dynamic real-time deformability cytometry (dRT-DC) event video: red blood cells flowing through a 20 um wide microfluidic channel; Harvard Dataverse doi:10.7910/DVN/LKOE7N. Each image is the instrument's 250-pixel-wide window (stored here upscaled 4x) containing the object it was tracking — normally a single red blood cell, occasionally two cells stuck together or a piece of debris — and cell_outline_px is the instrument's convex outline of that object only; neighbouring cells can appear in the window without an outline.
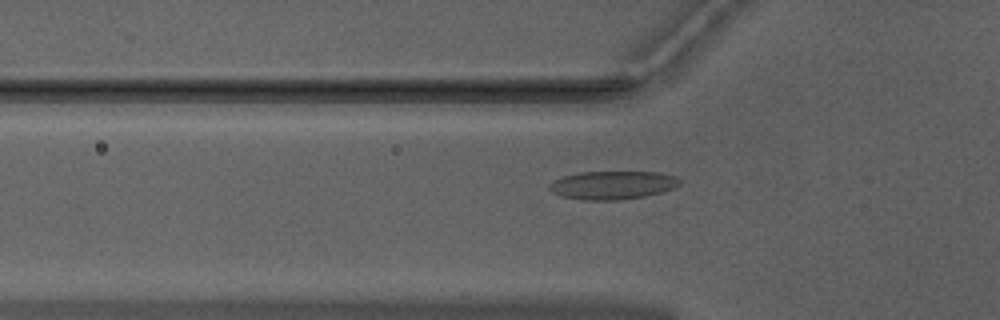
{"species": "Egyptian fruit bat (a non-hibernating species)", "species_latin": "Rousettus aegyptiacus", "temperature_condition": "warm", "stored_images_in_passage": 52, "camera_frame_rate_fps": 3000, "um_per_image_px": 0.085, "animal": {"sex": "male"}, "frame": {"image": 1, "passage_image": 18, "time_ms": 5.667, "image_size_px": [1000, 320], "cell_outline_px": [[680, 184], [672, 188], [660, 192], [644, 196], [620, 200], [584, 200], [560, 196], [552, 192], [548, 188], [548, 184], [552, 180], [564, 176], [580, 172], [660, 172], [676, 176], [680, 180]], "centroid_in_image_um": [52.03, 15.73], "position_along_channel_um": 73.8, "area_um2": 21.56}}
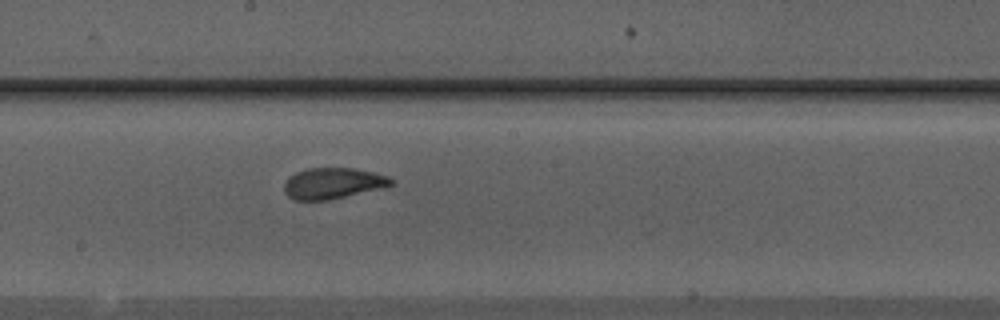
{"frame": {"image": 2, "passage_image": 29, "time_ms": 9.333, "image_size_px": [1000, 320], "cell_outline_px": [[396, 184], [384, 188], [328, 200], [296, 200], [288, 196], [284, 192], [284, 184], [296, 172], [308, 168], [352, 168], [372, 172], [388, 176], [396, 180]], "centroid_in_image_um": [28.36, 15.58], "position_along_channel_um": 219.8, "area_um2": 19.36}}
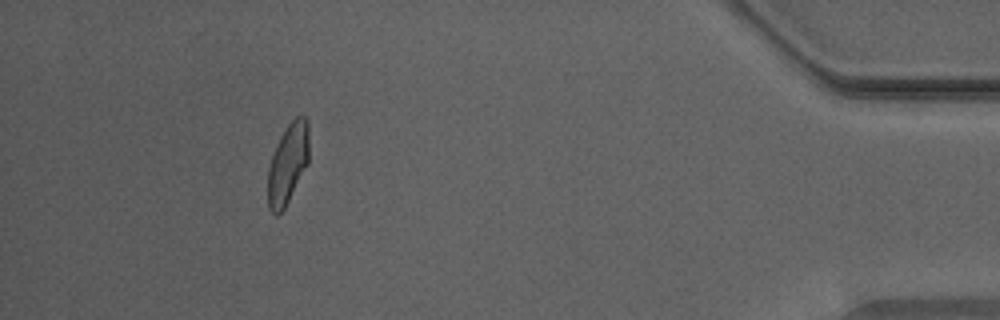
{"frame": {"image": 3, "passage_image": 48, "time_ms": 15.667, "image_size_px": [1000, 320], "cell_outline_px": [[308, 164], [284, 208], [276, 216], [268, 208], [268, 168], [272, 156], [280, 136], [288, 124], [300, 112], [308, 120]], "centroid_in_image_um": [24.47, 13.88], "position_along_channel_um": 410.7, "area_um2": 19.19}, "authors_computed_cell_mechanics": {"area_um2": 19.9121, "velocity_mm_per_s": 3.9716, "shape_relaxation_time_tau1_ms": 5.559, "shape_relaxation_time_tau2_ms": 1.1041, "deformation_change_tau1": 0.1605, "deformation_change_tau2": 0.0579}}